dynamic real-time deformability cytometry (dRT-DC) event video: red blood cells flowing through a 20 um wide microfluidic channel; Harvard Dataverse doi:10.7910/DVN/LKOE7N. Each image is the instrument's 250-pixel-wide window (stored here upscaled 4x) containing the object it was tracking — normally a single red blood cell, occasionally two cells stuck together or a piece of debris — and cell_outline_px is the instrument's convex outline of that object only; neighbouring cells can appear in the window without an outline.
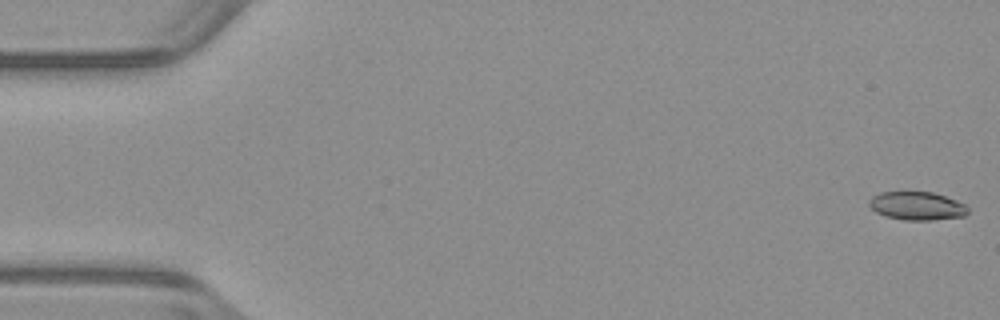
{"species": "common noctule bat (a hibernating species)", "species_latin": "Nyctalus noctula", "temperature_condition": "warm", "stored_images_in_passage": 52, "camera_frame_rate_fps": 3000, "um_per_image_px": 0.085, "animal": {"sex": "male", "body_mass_g": 23.1, "forearm_length_mm": 52.7}, "frame": {"image": 1, "passage_image": 1, "time_ms": 0.0, "image_size_px": [1000, 320], "cell_outline_px": [[968, 212], [964, 216], [932, 220], [904, 220], [884, 216], [876, 212], [868, 204], [868, 200], [872, 196], [880, 192], [932, 192], [956, 200], [964, 204], [968, 208]], "centroid_in_image_um": [77.91, 17.5], "position_along_channel_um": 7.1, "area_um2": 16.3}}
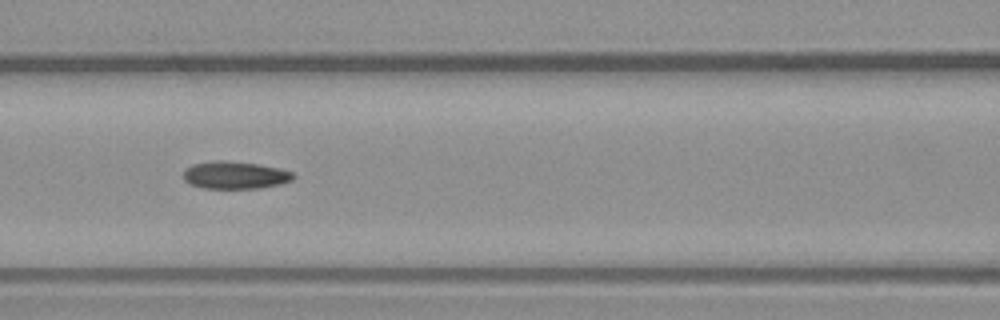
{"frame": {"image": 2, "passage_image": 23, "time_ms": 7.333, "image_size_px": [1000, 320], "cell_outline_px": [[296, 176], [292, 180], [280, 184], [260, 188], [204, 188], [188, 184], [184, 180], [184, 172], [192, 164], [216, 160], [224, 160], [256, 164], [280, 168], [292, 172]], "centroid_in_image_um": [19.98, 14.89], "position_along_channel_um": 146.6, "area_um2": 17.57}}
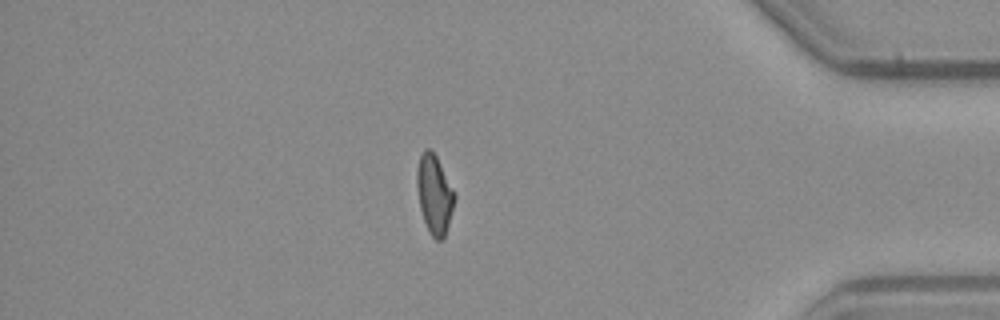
{"frame": {"image": 3, "passage_image": 45, "time_ms": 14.667, "image_size_px": [1000, 320], "cell_outline_px": [[456, 196], [444, 240], [436, 240], [428, 232], [420, 208], [416, 184], [416, 172], [420, 156], [424, 148], [432, 148]], "centroid_in_image_um": [36.91, 16.53], "position_along_channel_um": 398.3, "area_um2": 17.28}, "authors_computed_cell_mechanics": {"area_um2": 17.4845, "velocity_mm_per_s": 3.9549, "shape_relaxation_time_tau1_ms": null, "shape_relaxation_time_tau2_ms": 5.0806, "deformation_change_tau1": null, "deformation_change_tau2": 0.1219}}